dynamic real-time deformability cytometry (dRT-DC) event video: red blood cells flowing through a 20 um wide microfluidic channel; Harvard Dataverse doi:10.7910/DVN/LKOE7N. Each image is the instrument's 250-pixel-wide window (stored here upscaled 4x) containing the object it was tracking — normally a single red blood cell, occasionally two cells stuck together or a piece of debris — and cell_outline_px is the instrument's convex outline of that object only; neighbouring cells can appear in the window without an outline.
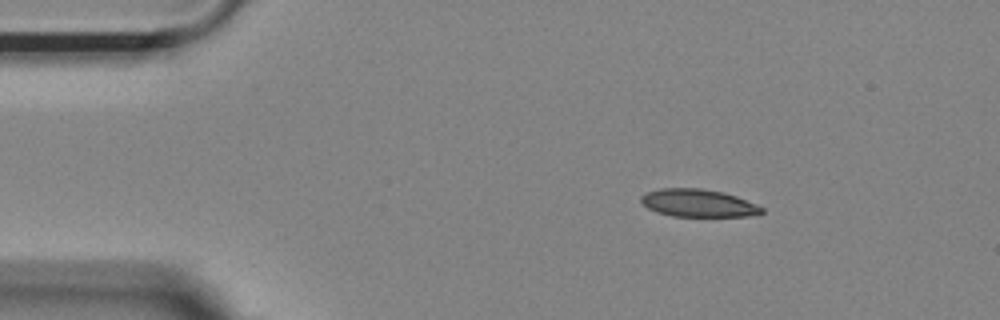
{"species": "Egyptian fruit bat (a non-hibernating species)", "species_latin": "Rousettus aegyptiacus", "temperature_condition": "room temperature", "stored_images_in_passage": 8, "camera_frame_rate_fps": 3000, "um_per_image_px": 0.085, "animal": {"sex": "female"}, "frame": {"image": 1, "passage_image": 1, "time_ms": 0.0, "image_size_px": [1000, 320], "cell_outline_px": [[764, 212], [748, 216], [672, 216], [656, 212], [648, 208], [640, 200], [640, 196], [648, 192], [660, 188], [700, 188], [724, 192], [736, 196], [756, 204], [764, 208]], "centroid_in_image_um": [59.34, 17.26], "position_along_channel_um": 25.7, "area_um2": 19.42}}